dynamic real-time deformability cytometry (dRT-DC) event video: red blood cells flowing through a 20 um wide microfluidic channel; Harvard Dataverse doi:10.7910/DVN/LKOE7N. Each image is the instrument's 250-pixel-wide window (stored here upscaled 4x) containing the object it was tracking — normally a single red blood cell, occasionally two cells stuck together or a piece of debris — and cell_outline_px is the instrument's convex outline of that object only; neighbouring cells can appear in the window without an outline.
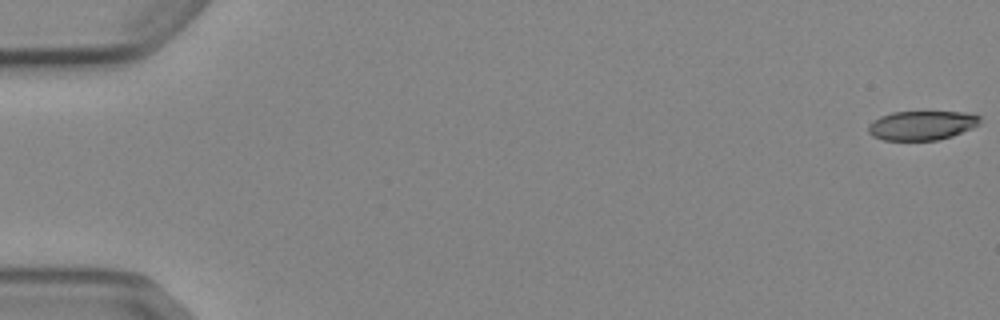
{"species": "Egyptian fruit bat (a non-hibernating species)", "species_latin": "Rousettus aegyptiacus", "temperature_condition": "cold", "stored_images_in_passage": 53, "camera_frame_rate_fps": 3000, "um_per_image_px": 0.085, "animal": {"sex": "female"}, "frame": {"image": 1, "passage_image": 1, "time_ms": 0.0, "image_size_px": [1000, 320], "cell_outline_px": [[980, 124], [972, 128], [952, 136], [936, 140], [884, 140], [872, 136], [868, 132], [868, 124], [872, 120], [880, 116], [892, 112], [972, 112], [980, 116]], "centroid_in_image_um": [78.35, 10.65], "position_along_channel_um": 6.6, "area_um2": 19.19}}
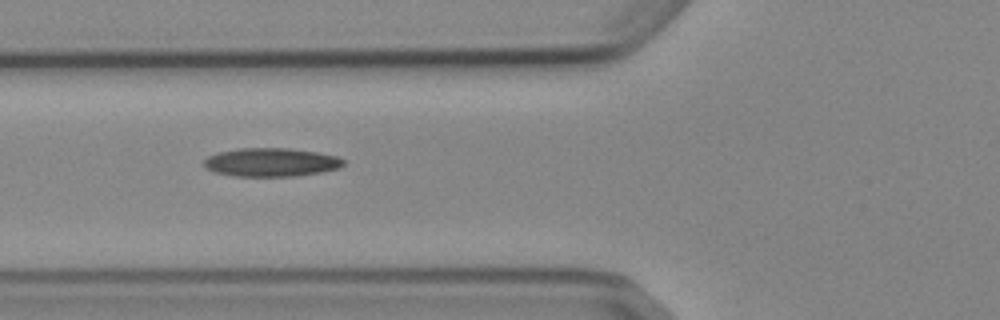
{"frame": {"image": 2, "passage_image": 21, "time_ms": 6.667, "image_size_px": [1000, 320], "cell_outline_px": [[344, 164], [340, 168], [320, 172], [296, 176], [232, 176], [216, 172], [204, 168], [204, 160], [208, 156], [220, 152], [240, 148], [288, 148], [316, 152], [336, 156], [344, 160]], "centroid_in_image_um": [23.04, 13.79], "position_along_channel_um": 102.8, "area_um2": 23.12}}
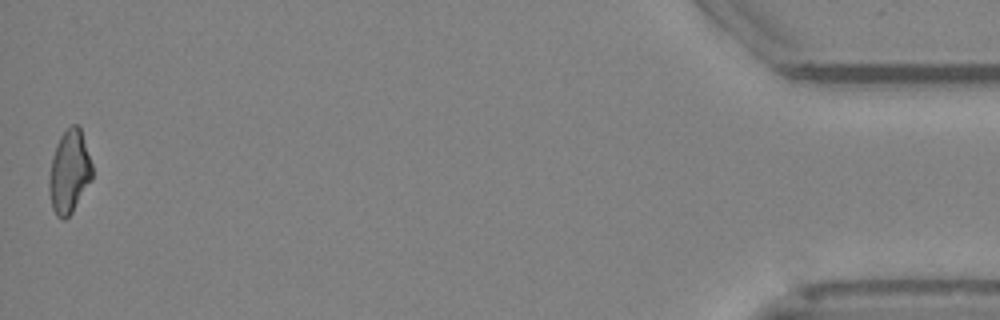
{"frame": {"image": 3, "passage_image": 53, "time_ms": 17.333, "image_size_px": [1000, 320], "cell_outline_px": [[92, 180], [72, 212], [64, 220], [60, 220], [56, 216], [52, 208], [48, 188], [48, 180], [52, 156], [56, 144], [60, 136], [72, 124], [76, 124], [80, 128], [92, 164]], "centroid_in_image_um": [5.87, 14.63], "position_along_channel_um": 429.3, "area_um2": 20.92}}